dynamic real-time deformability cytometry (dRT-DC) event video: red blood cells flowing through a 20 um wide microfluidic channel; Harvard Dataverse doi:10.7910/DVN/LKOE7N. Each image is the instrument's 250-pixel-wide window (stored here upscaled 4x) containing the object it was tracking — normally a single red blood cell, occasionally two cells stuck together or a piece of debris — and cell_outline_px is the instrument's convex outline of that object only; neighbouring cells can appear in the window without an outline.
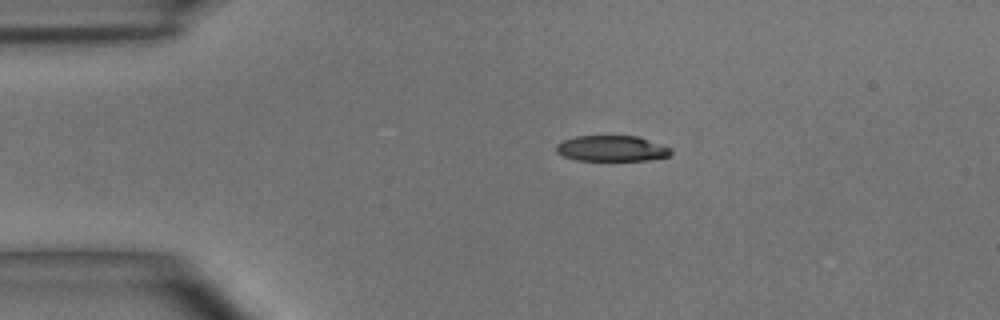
{"species": "common noctule bat (a hibernating species)", "species_latin": "Nyctalus noctula", "temperature_condition": "room temperature", "stored_images_in_passage": 43, "camera_frame_rate_fps": 3000, "um_per_image_px": 0.085, "animal": {"sex": "male", "body_mass_g": 15.6}, "frame": {"image": 1, "passage_image": 3, "time_ms": 0.667, "image_size_px": [1000, 320], "cell_outline_px": [[672, 152], [668, 156], [648, 160], [576, 160], [564, 156], [556, 152], [556, 144], [564, 140], [576, 136], [636, 136], [672, 148]], "centroid_in_image_um": [51.98, 12.62], "position_along_channel_um": 33.0, "area_um2": 17.05}}
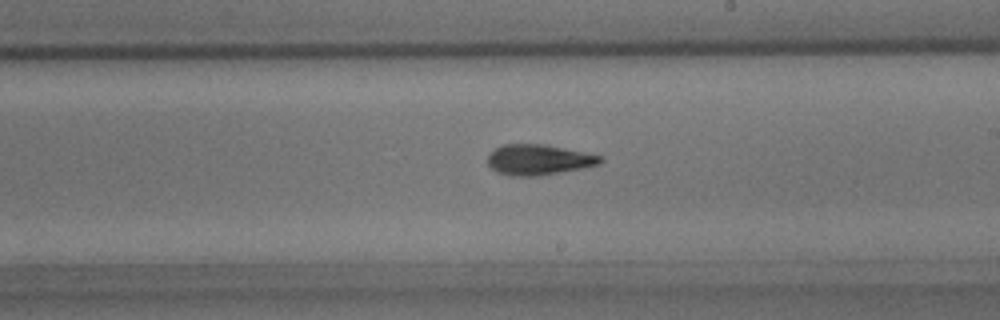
{"frame": {"image": 2, "passage_image": 22, "time_ms": 7.0, "image_size_px": [1000, 320], "cell_outline_px": [[604, 160], [600, 164], [580, 168], [536, 176], [512, 176], [496, 172], [488, 164], [488, 156], [496, 148], [504, 144], [544, 144], [604, 156]], "centroid_in_image_um": [45.79, 13.57], "position_along_channel_um": 243.2, "area_um2": 19.83}}
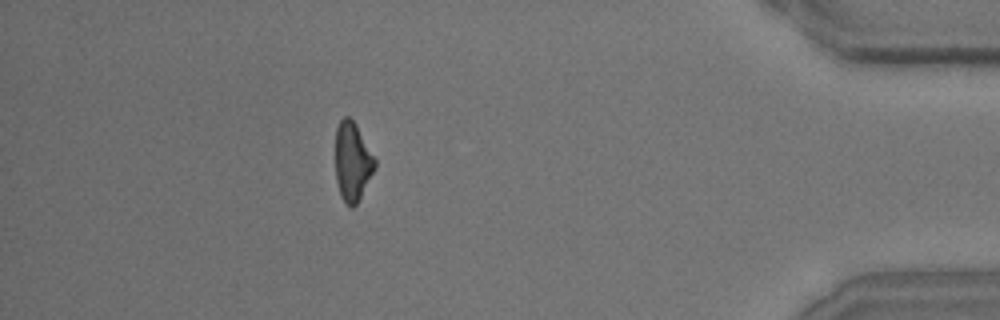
{"frame": {"image": 3, "passage_image": 38, "time_ms": 12.333, "image_size_px": [1000, 320], "cell_outline_px": [[376, 168], [356, 204], [352, 208], [340, 196], [336, 180], [336, 128], [340, 120], [344, 116], [348, 116], [356, 124], [376, 160]], "centroid_in_image_um": [29.96, 13.72], "position_along_channel_um": 405.2, "area_um2": 17.98}, "authors_computed_cell_mechanics": {"area_um2": 19.1896, "velocity_mm_per_s": 3.9489, "shape_relaxation_time_tau1_ms": 4.5735, "shape_relaxation_time_tau2_ms": 3.5412, "deformation_change_tau1": 0.1665, "deformation_change_tau2": 0.1314}}